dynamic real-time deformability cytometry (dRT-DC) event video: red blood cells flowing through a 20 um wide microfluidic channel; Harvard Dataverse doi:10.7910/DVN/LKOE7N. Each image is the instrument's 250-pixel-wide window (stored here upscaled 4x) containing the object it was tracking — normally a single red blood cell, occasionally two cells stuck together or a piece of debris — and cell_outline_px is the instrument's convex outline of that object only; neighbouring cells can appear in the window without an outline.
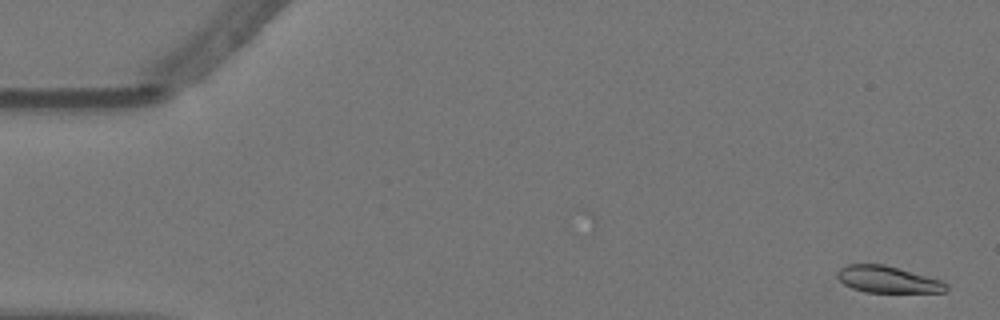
{"species": "Egyptian fruit bat (a non-hibernating species)", "species_latin": "Rousettus aegyptiacus", "temperature_condition": "warm", "stored_images_in_passage": 57, "camera_frame_rate_fps": 3000, "um_per_image_px": 0.085, "animal": {"sex": "female"}, "frame": {"image": 1, "passage_image": 2, "time_ms": 0.333, "image_size_px": [1000, 320], "cell_outline_px": [[948, 288], [944, 292], [864, 292], [852, 288], [844, 284], [836, 276], [836, 272], [840, 268], [848, 264], [884, 264], [940, 280], [948, 284]], "centroid_in_image_um": [75.42, 23.75], "position_along_channel_um": 9.6, "area_um2": 16.82}}
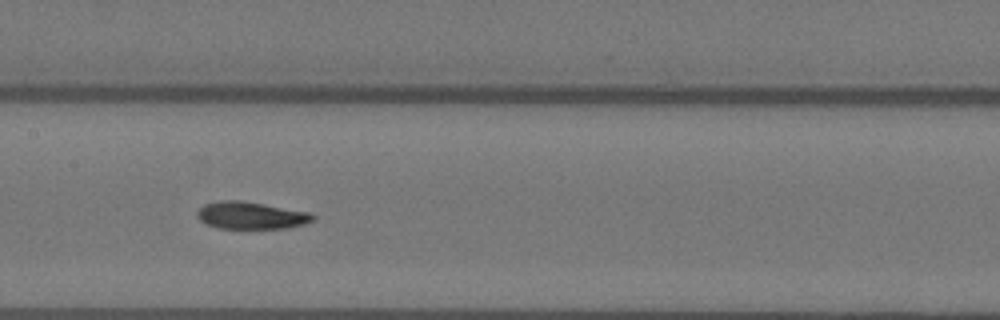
{"frame": {"image": 2, "passage_image": 28, "time_ms": 9.0, "image_size_px": [1000, 320], "cell_outline_px": [[316, 220], [304, 224], [288, 228], [216, 228], [200, 220], [196, 216], [196, 212], [204, 204], [220, 200], [240, 200], [264, 204], [308, 212], [316, 216]], "centroid_in_image_um": [21.33, 18.31], "position_along_channel_um": 186.1, "area_um2": 18.38}}
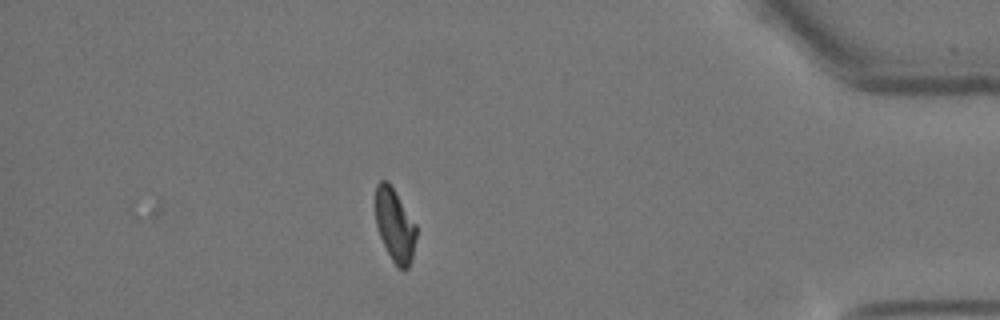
{"frame": {"image": 3, "passage_image": 50, "time_ms": 16.333, "image_size_px": [1000, 320], "cell_outline_px": [[416, 236], [412, 256], [408, 268], [396, 268], [380, 236], [376, 224], [376, 184], [380, 180], [388, 180], [416, 224]], "centroid_in_image_um": [33.56, 19.12], "position_along_channel_um": 401.6, "area_um2": 17.17}, "authors_computed_cell_mechanics": {"area_um2": 18.3226, "velocity_mm_per_s": 3.5202, "shape_relaxation_time_tau1_ms": 6.906, "shape_relaxation_time_tau2_ms": 4.0843, "deformation_change_tau1": 0.2112, "deformation_change_tau2": 0.0715}}